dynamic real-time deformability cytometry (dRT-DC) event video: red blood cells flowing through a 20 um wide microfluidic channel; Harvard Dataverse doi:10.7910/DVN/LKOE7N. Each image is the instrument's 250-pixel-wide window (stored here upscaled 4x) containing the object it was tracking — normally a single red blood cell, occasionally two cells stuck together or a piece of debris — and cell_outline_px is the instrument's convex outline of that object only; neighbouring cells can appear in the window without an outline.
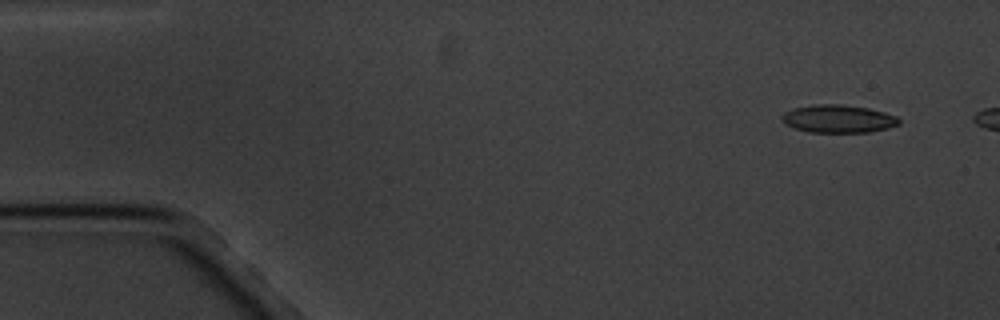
{"species": "common noctule bat (a hibernating species)", "species_latin": "Nyctalus noctula", "temperature_condition": "cold", "stored_images_in_passage": 4, "camera_frame_rate_fps": 3000, "um_per_image_px": 0.085, "animal": {"sex": "male", "body_mass_g": 20.1, "forearm_length_mm": 53.5}, "frame": {"image": 1, "passage_image": 2, "time_ms": 1.0, "image_size_px": [1000, 320], "cell_outline_px": [[900, 124], [888, 128], [868, 132], [808, 132], [784, 124], [780, 120], [780, 116], [784, 112], [792, 108], [812, 104], [840, 104], [868, 108], [884, 112], [896, 116], [900, 120]], "centroid_in_image_um": [71.21, 10.09], "position_along_channel_um": 13.8, "area_um2": 19.19}}